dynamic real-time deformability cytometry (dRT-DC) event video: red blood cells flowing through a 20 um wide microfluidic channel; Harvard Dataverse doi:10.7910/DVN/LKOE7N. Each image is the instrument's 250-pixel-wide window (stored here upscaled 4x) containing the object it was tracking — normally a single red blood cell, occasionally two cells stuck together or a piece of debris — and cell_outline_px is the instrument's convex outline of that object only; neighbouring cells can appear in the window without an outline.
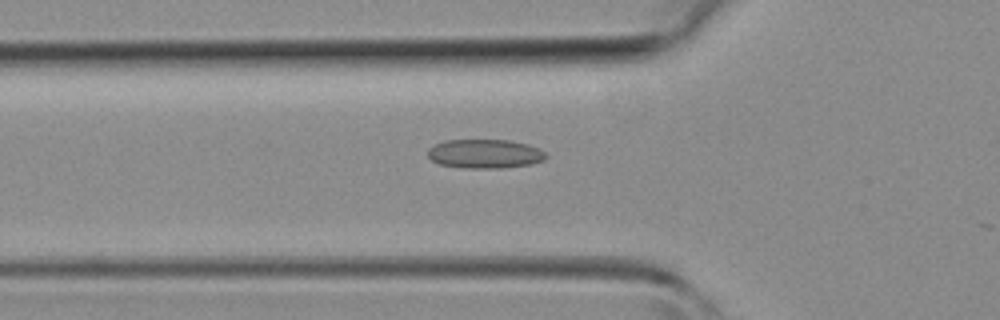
{"species": "common noctule bat (a hibernating species)", "species_latin": "Nyctalus noctula", "temperature_condition": "room temperature", "stored_images_in_passage": 22, "camera_frame_rate_fps": 3000, "um_per_image_px": 0.085, "animal": {"sex": "female", "body_mass_g": 19.3, "forearm_length_mm": 54.1}, "frame": {"image": 1, "passage_image": 2, "time_ms": 0.333, "image_size_px": [1000, 320], "cell_outline_px": [[548, 156], [544, 160], [532, 164], [500, 168], [464, 168], [440, 164], [432, 160], [428, 156], [428, 148], [444, 140], [508, 140], [528, 144], [544, 152]], "centroid_in_image_um": [41.21, 13.07], "position_along_channel_um": 84.6, "area_um2": 19.94}}
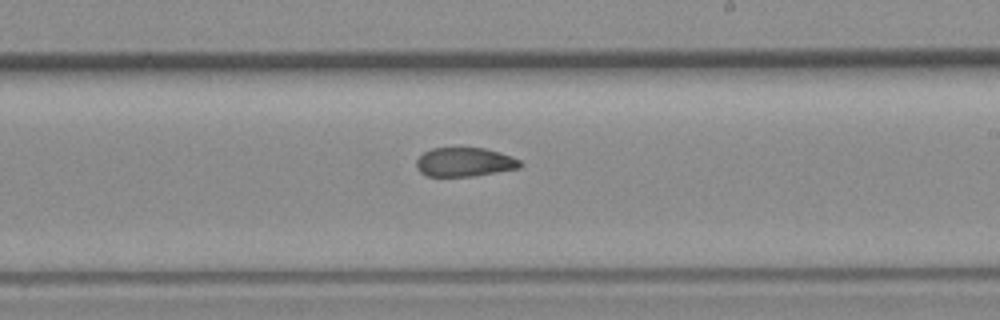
{"frame": {"image": 2, "passage_image": 12, "time_ms": 3.667, "image_size_px": [1000, 320], "cell_outline_px": [[524, 164], [520, 168], [472, 176], [428, 176], [420, 172], [416, 168], [416, 160], [424, 152], [432, 148], [484, 148], [500, 152], [512, 156], [520, 160]], "centroid_in_image_um": [39.51, 13.77], "position_along_channel_um": 249.5, "area_um2": 17.57}}
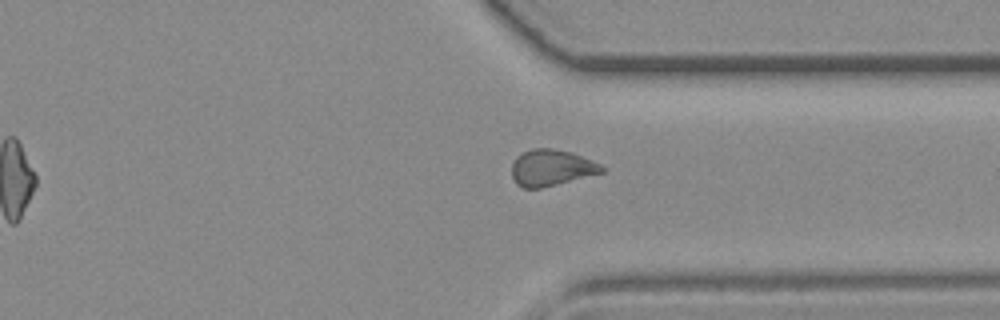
{"frame": {"image": 3, "passage_image": 19, "time_ms": 6.0, "image_size_px": [1000, 320], "cell_outline_px": [[604, 172], [540, 188], [524, 188], [516, 184], [512, 176], [512, 164], [516, 156], [532, 148], [552, 148], [572, 152], [592, 160], [600, 164], [604, 168]], "centroid_in_image_um": [46.85, 14.25], "position_along_channel_um": 364.6, "area_um2": 18.96}}